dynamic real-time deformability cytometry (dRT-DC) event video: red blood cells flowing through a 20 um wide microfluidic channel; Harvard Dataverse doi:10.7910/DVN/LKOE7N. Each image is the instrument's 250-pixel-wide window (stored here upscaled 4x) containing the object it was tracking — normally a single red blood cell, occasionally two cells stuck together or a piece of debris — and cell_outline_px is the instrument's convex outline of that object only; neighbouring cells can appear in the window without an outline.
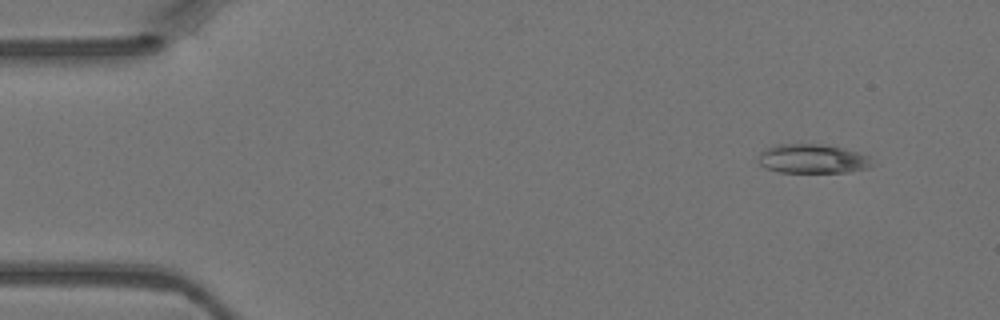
{"species": "Egyptian fruit bat (a non-hibernating species)", "species_latin": "Rousettus aegyptiacus", "temperature_condition": "warm", "stored_images_in_passage": 3, "camera_frame_rate_fps": 3000, "um_per_image_px": 0.085, "animal": {"sex": "female"}, "frame": {"image": 1, "passage_image": 1, "time_ms": 0.0, "image_size_px": [1000, 320], "cell_outline_px": [[872, 164], [868, 168], [848, 172], [780, 172], [764, 168], [760, 164], [760, 152], [764, 148], [776, 144], [820, 144], [844, 148], [868, 156]], "centroid_in_image_um": [69.03, 13.49], "position_along_channel_um": 16.0, "area_um2": 19.25}}